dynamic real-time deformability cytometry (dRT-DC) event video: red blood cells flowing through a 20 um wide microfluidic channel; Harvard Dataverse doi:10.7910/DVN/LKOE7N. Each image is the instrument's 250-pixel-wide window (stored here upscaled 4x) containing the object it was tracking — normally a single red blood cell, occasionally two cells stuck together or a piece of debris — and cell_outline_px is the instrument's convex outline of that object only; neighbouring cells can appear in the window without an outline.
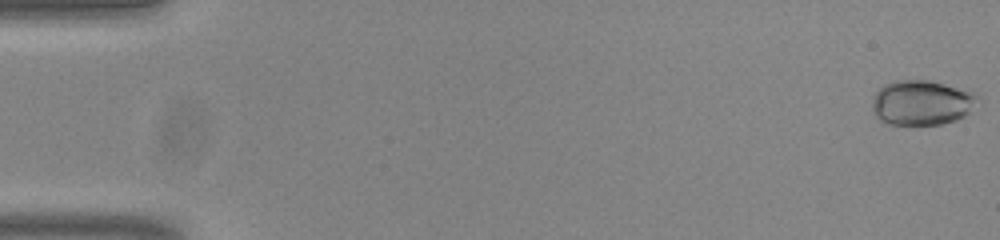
{"species": "common noctule bat (a hibernating species)", "species_latin": "Nyctalus noctula", "temperature_condition": "room temperature", "stored_images_in_passage": 54, "camera_frame_rate_fps": 3000, "um_per_image_px": 0.085, "animal": {"sex": "male", "body_mass_g": 20.0, "forearm_length_mm": 53.3}, "frame": {"image": 1, "passage_image": 1, "time_ms": 0.0, "image_size_px": [1000, 240], "cell_outline_px": [[980, 100], [964, 116], [956, 120], [940, 124], [888, 124], [880, 120], [872, 112], [872, 100], [876, 92], [884, 84], [892, 80], [932, 80], [972, 92], [980, 96]], "centroid_in_image_um": [78.33, 8.71], "position_along_channel_um": 6.7, "area_um2": 27.74}}
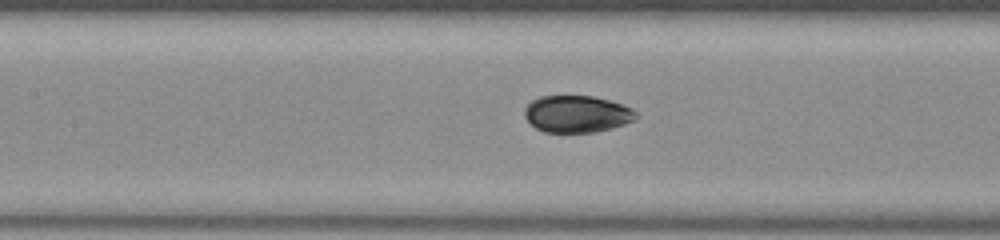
{"frame": {"image": 2, "passage_image": 25, "time_ms": 8.0, "image_size_px": [1000, 240], "cell_outline_px": [[640, 116], [624, 124], [592, 132], [544, 132], [536, 128], [524, 116], [524, 108], [532, 100], [540, 96], [592, 96], [624, 104], [632, 108]], "centroid_in_image_um": [49.03, 9.68], "position_along_channel_um": 158.4, "area_um2": 23.87}}
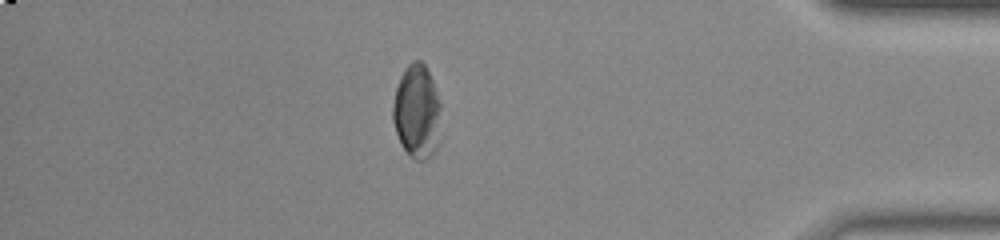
{"frame": {"image": 3, "passage_image": 47, "time_ms": 15.333, "image_size_px": [1000, 240], "cell_outline_px": [[440, 108], [436, 148], [432, 156], [428, 160], [416, 160], [400, 144], [392, 120], [392, 108], [396, 88], [400, 76], [404, 68], [412, 60], [420, 60], [424, 64], [432, 80], [440, 104]], "centroid_in_image_um": [35.4, 9.47], "position_along_channel_um": 399.8, "area_um2": 26.01}, "authors_computed_cell_mechanics": {"area_um2": 25.7499, "velocity_mm_per_s": 3.8102, "shape_relaxation_time_tau1_ms": 8.9254, "shape_relaxation_time_tau2_ms": 1.1416, "deformation_change_tau1": 0.142, "deformation_change_tau2": 0.0502}}